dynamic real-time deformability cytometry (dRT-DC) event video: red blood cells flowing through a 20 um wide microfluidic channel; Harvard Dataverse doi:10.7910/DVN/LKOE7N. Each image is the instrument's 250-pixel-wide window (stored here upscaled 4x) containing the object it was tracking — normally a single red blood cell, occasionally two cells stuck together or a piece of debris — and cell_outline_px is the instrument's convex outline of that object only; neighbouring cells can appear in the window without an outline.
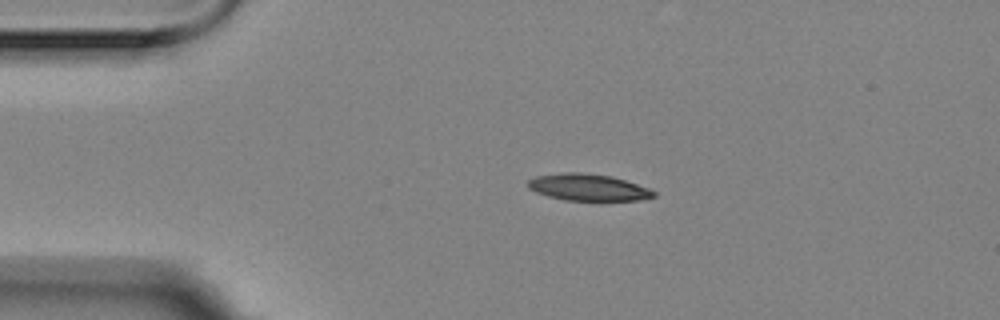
{"species": "Egyptian fruit bat (a non-hibernating species)", "species_latin": "Rousettus aegyptiacus", "temperature_condition": "room temperature", "stored_images_in_passage": 2, "camera_frame_rate_fps": 3000, "um_per_image_px": 0.085, "animal": {"sex": "female"}, "frame": {"image": 1, "passage_image": 1, "time_ms": 0.0, "image_size_px": [1000, 320], "cell_outline_px": [[656, 196], [640, 200], [564, 200], [548, 196], [536, 192], [528, 188], [528, 180], [536, 176], [560, 172], [580, 172], [612, 176], [648, 188], [656, 192]], "centroid_in_image_um": [49.97, 15.92], "position_along_channel_um": 35.0, "area_um2": 19.54}}